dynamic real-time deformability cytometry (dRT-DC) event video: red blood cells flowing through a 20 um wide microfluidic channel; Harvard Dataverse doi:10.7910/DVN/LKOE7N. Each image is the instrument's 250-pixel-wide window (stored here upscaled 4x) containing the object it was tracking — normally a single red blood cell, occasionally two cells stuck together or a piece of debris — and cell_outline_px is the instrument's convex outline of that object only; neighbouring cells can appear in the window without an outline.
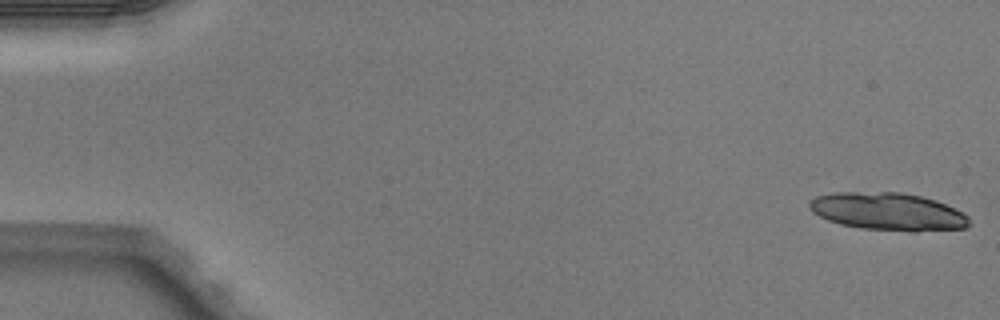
{"species": "Egyptian fruit bat (a non-hibernating species)", "species_latin": "Rousettus aegyptiacus", "temperature_condition": "warm", "stored_images_in_passage": 4, "camera_frame_rate_fps": 3000, "um_per_image_px": 0.085, "animal": {"sex": "male"}, "frame": {"image": 1, "passage_image": 1, "time_ms": 0.0, "image_size_px": [1000, 320], "cell_outline_px": [[968, 224], [964, 228], [916, 232], [912, 232], [864, 228], [840, 224], [828, 220], [812, 212], [808, 208], [808, 204], [816, 196], [832, 192], [900, 192], [920, 196], [936, 200], [964, 212], [968, 216]], "centroid_in_image_um": [75.47, 17.98], "position_along_channel_um": 9.5, "area_um2": 35.14}}